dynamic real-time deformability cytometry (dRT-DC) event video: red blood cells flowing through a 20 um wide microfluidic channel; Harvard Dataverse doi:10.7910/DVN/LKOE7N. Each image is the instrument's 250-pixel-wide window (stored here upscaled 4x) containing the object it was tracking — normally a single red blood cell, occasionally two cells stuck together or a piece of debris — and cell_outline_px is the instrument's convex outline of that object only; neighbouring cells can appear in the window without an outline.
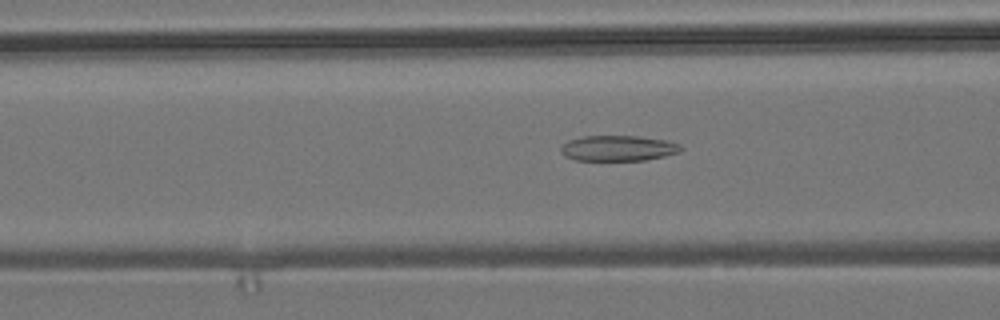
{"species": "common noctule bat (a hibernating species)", "species_latin": "Nyctalus noctula", "temperature_condition": "room temperature", "stored_images_in_passage": 52, "camera_frame_rate_fps": 3000, "um_per_image_px": 0.085, "animal": {"sex": "male", "body_mass_g": 19.2, "forearm_length_mm": 51.8}, "frame": {"image": 1, "passage_image": 21, "time_ms": 6.667, "image_size_px": [1000, 320], "cell_outline_px": [[684, 148], [680, 152], [664, 156], [644, 160], [576, 160], [564, 156], [560, 152], [560, 148], [568, 140], [584, 136], [640, 136], [668, 140], [680, 144]], "centroid_in_image_um": [52.57, 12.59], "position_along_channel_um": 114.0, "area_um2": 17.98}}
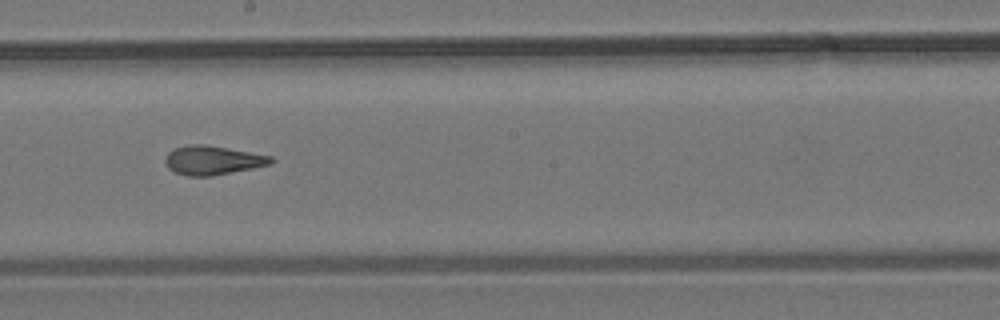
{"frame": {"image": 2, "passage_image": 30, "time_ms": 9.667, "image_size_px": [1000, 320], "cell_outline_px": [[276, 160], [272, 164], [212, 176], [188, 176], [176, 172], [168, 168], [164, 160], [168, 152], [176, 148], [188, 144], [204, 144], [272, 156]], "centroid_in_image_um": [18.09, 13.62], "position_along_channel_um": 230.1, "area_um2": 17.8}}
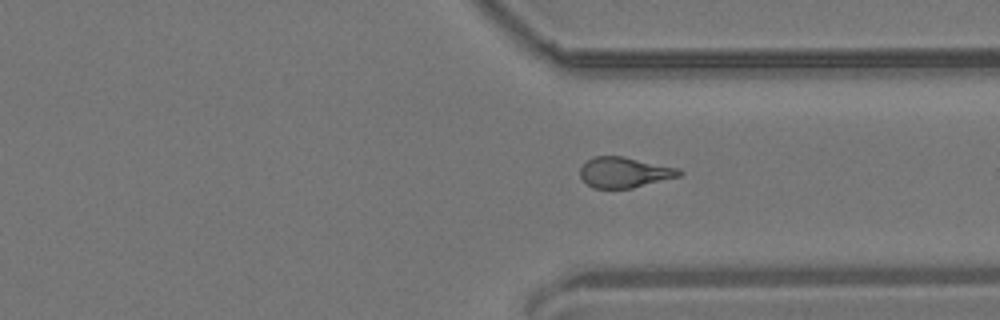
{"frame": {"image": 3, "passage_image": 40, "time_ms": 13.0, "image_size_px": [1000, 320], "cell_outline_px": [[684, 172], [680, 176], [632, 188], [592, 188], [580, 176], [580, 168], [588, 160], [596, 156], [624, 156], [680, 168]], "centroid_in_image_um": [53.11, 14.64], "position_along_channel_um": 358.3, "area_um2": 17.63}, "authors_computed_cell_mechanics": {"area_um2": 18.0336, "velocity_mm_per_s": 3.8647, "shape_relaxation_time_tau1_ms": null, "shape_relaxation_time_tau2_ms": 2.4438, "deformation_change_tau1": null, "deformation_change_tau2": 0.1052}}